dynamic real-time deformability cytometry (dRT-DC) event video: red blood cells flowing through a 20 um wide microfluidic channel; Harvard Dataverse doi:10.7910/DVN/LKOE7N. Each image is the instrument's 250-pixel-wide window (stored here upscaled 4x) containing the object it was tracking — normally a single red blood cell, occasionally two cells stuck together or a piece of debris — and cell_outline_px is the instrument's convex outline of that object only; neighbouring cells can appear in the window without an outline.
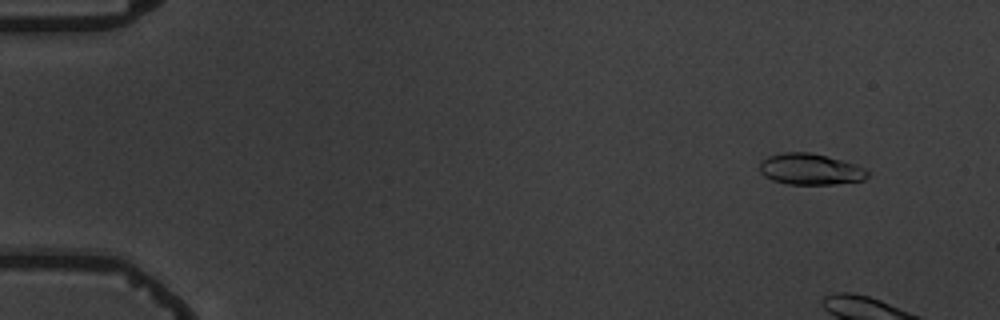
{"species": "common noctule bat (a hibernating species)", "species_latin": "Nyctalus noctula", "temperature_condition": "warm", "stored_images_in_passage": 6, "segment_of_instrument_passage": [2, 2], "camera_frame_rate_fps": 3000, "um_per_image_px": 0.085, "animal": {"sex": "male", "body_mass_g": 19.5, "forearm_length_mm": 54.6}, "frame": {"image": 1, "passage_image": 6, "time_ms": 7.0, "image_size_px": [1000, 320], "cell_outline_px": [[868, 176], [864, 180], [832, 184], [788, 184], [772, 180], [764, 176], [760, 172], [760, 160], [768, 156], [784, 152], [812, 152], [856, 164], [868, 168]], "centroid_in_image_um": [68.88, 14.37], "position_along_channel_um": 16.1, "area_um2": 19.77}}